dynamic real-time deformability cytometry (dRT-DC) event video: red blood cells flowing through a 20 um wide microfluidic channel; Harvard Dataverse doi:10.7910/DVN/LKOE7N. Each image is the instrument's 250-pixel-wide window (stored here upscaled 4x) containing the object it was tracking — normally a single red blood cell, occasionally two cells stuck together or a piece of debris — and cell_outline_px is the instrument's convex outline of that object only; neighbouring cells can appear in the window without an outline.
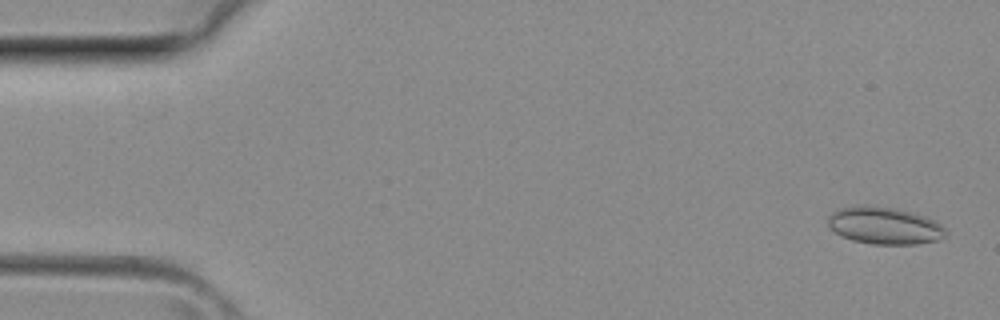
{"species": "common noctule bat (a hibernating species)", "species_latin": "Nyctalus noctula", "temperature_condition": "room temperature", "stored_images_in_passage": 39, "camera_frame_rate_fps": 3000, "um_per_image_px": 0.085, "animal": {"sex": "female", "body_mass_g": 29.2, "forearm_length_mm": 56.3}, "frame": {"image": 1, "passage_image": 1, "time_ms": 0.0, "image_size_px": [1000, 320], "cell_outline_px": [[948, 232], [940, 240], [916, 244], [872, 244], [852, 240], [840, 236], [828, 224], [828, 216], [832, 212], [840, 208], [856, 204], [864, 204], [896, 208], [924, 216], [936, 220]], "centroid_in_image_um": [75.17, 19.16], "position_along_channel_um": 9.8, "area_um2": 25.78}}
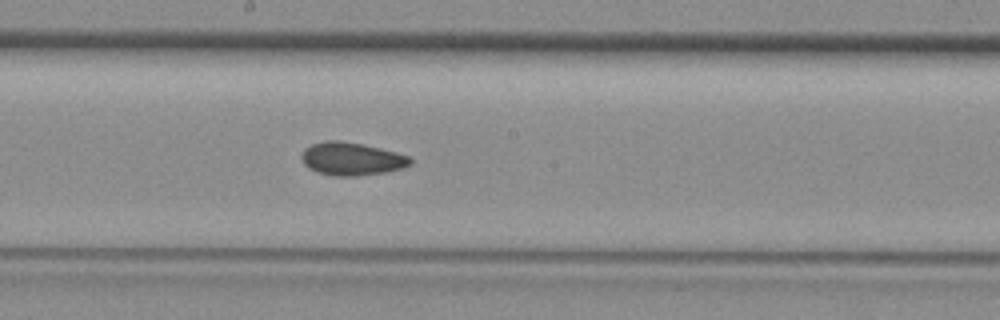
{"frame": {"image": 2, "passage_image": 20, "time_ms": 6.333, "image_size_px": [1000, 320], "cell_outline_px": [[412, 164], [404, 168], [384, 172], [352, 176], [336, 176], [316, 172], [308, 168], [304, 164], [300, 156], [304, 148], [312, 144], [324, 140], [336, 140], [360, 144], [380, 148], [412, 156]], "centroid_in_image_um": [29.88, 13.5], "position_along_channel_um": 218.3, "area_um2": 20.98}}
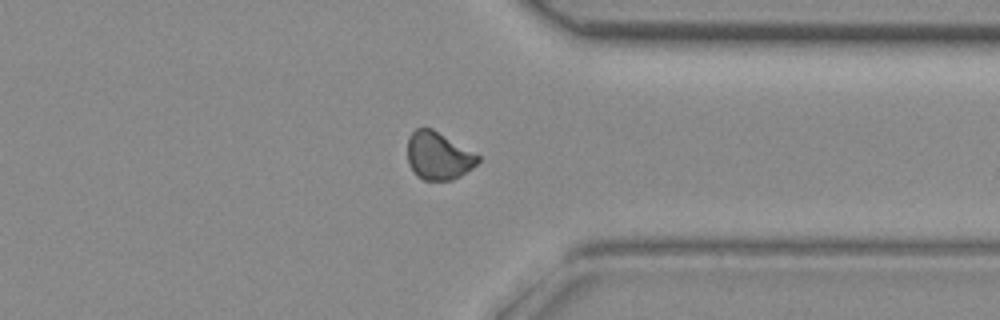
{"frame": {"image": 3, "passage_image": 29, "time_ms": 9.333, "image_size_px": [1000, 320], "cell_outline_px": [[480, 160], [472, 168], [460, 176], [452, 180], [424, 180], [416, 176], [408, 164], [408, 136], [416, 128], [432, 128], [480, 156]], "centroid_in_image_um": [37.24, 13.25], "position_along_channel_um": 374.2, "area_um2": 19.54}}